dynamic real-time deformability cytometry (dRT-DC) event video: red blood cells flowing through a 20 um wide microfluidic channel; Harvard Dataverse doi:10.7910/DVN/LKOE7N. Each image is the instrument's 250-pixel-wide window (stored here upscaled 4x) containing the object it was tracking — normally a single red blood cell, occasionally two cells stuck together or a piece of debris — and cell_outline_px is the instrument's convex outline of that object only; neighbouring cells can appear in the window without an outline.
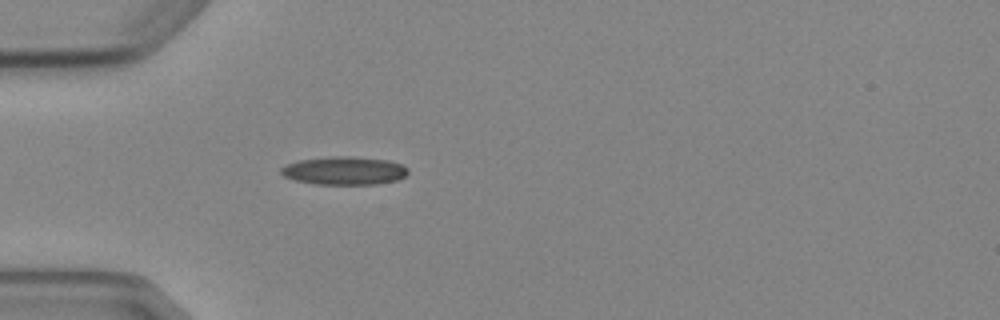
{"species": "Egyptian fruit bat (a non-hibernating species)", "species_latin": "Rousettus aegyptiacus", "temperature_condition": "cold", "stored_images_in_passage": 5, "camera_frame_rate_fps": 3000, "um_per_image_px": 0.085, "animal": {"sex": "female"}, "frame": {"image": 1, "passage_image": 5, "time_ms": 5.333, "image_size_px": [1000, 320], "cell_outline_px": [[408, 172], [404, 176], [396, 180], [376, 184], [316, 184], [296, 180], [284, 176], [280, 172], [280, 168], [288, 164], [300, 160], [332, 156], [352, 156], [388, 160], [400, 164], [408, 168]], "centroid_in_image_um": [29.27, 14.5], "position_along_channel_um": 55.7, "area_um2": 20.69}}